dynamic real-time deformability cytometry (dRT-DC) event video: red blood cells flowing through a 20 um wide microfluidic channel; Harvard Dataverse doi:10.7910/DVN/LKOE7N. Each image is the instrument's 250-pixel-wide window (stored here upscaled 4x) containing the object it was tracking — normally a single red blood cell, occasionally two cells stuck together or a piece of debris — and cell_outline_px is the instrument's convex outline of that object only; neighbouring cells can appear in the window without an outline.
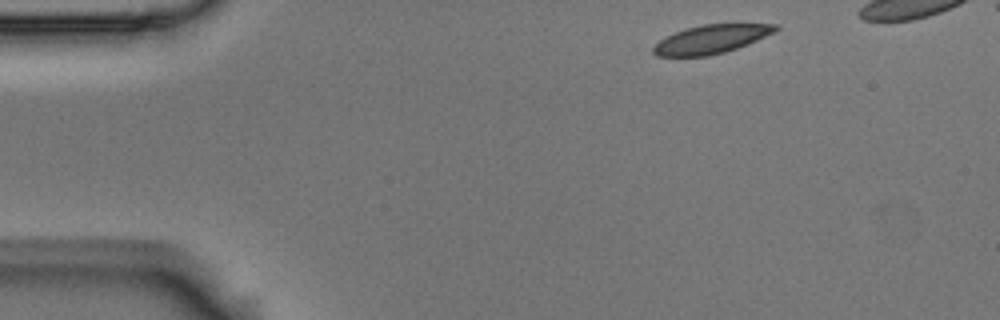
{"species": "Egyptian fruit bat (a non-hibernating species)", "species_latin": "Rousettus aegyptiacus", "temperature_condition": "room temperature", "stored_images_in_passage": 4, "camera_frame_rate_fps": 3000, "um_per_image_px": 0.085, "animal": {"sex": "male"}, "frame": {"image": 1, "passage_image": 1, "time_ms": 0.0, "image_size_px": [1000, 320], "cell_outline_px": [[780, 28], [756, 40], [736, 48], [724, 52], [708, 56], [656, 56], [652, 52], [652, 48], [664, 36], [688, 28], [704, 24], [736, 20], [780, 24]], "centroid_in_image_um": [60.54, 3.26], "position_along_channel_um": 24.5, "area_um2": 21.15}}